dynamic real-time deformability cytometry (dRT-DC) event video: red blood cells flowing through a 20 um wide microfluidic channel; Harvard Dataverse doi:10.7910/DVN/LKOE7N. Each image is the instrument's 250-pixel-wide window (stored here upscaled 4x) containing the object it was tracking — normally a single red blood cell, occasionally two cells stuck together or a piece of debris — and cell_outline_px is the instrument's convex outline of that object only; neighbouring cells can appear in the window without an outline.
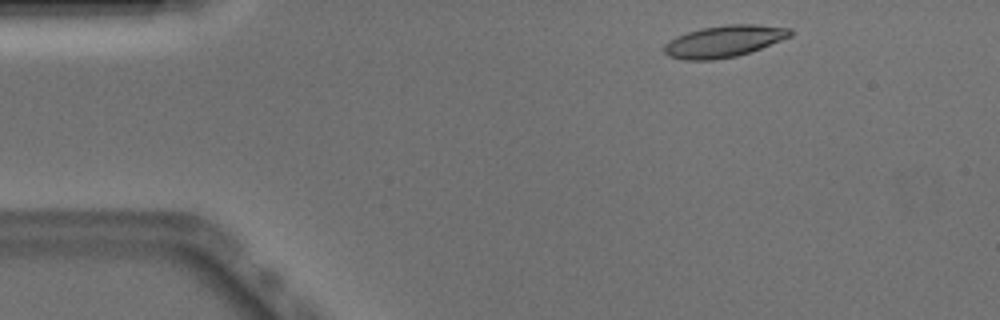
{"species": "Egyptian fruit bat (a non-hibernating species)", "species_latin": "Rousettus aegyptiacus", "temperature_condition": "warm", "stored_images_in_passage": 47, "camera_frame_rate_fps": 3000, "um_per_image_px": 0.085, "animal": {"sex": "male"}, "frame": {"image": 1, "passage_image": 3, "time_ms": 0.667, "image_size_px": [1000, 320], "cell_outline_px": [[796, 32], [792, 36], [760, 48], [736, 56], [712, 60], [680, 60], [668, 56], [664, 52], [664, 44], [676, 36], [700, 28], [728, 24], [756, 24], [792, 28]], "centroid_in_image_um": [61.56, 3.5], "position_along_channel_um": 23.4, "area_um2": 23.47}}
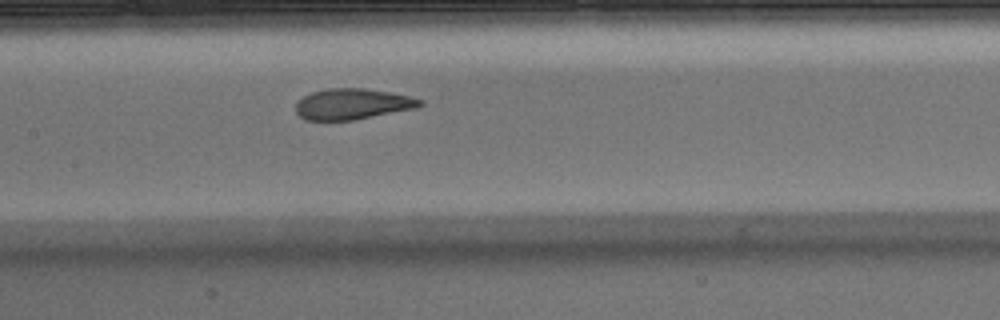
{"frame": {"image": 2, "passage_image": 20, "time_ms": 6.333, "image_size_px": [1000, 320], "cell_outline_px": [[424, 104], [416, 108], [352, 120], [304, 120], [296, 112], [296, 104], [304, 96], [312, 92], [328, 88], [364, 88], [388, 92], [408, 96], [424, 100]], "centroid_in_image_um": [29.96, 8.84], "position_along_channel_um": 177.4, "area_um2": 22.14}}
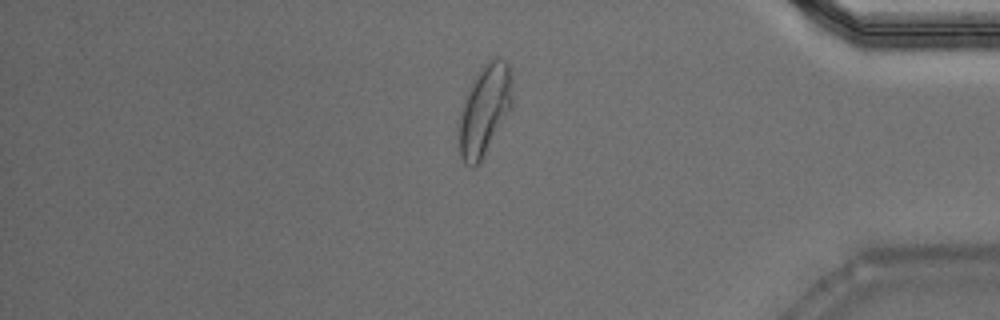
{"frame": {"image": 3, "passage_image": 39, "time_ms": 12.667, "image_size_px": [1000, 320], "cell_outline_px": [[512, 104], [508, 112], [480, 164], [472, 168], [464, 164], [460, 156], [456, 128], [460, 112], [464, 100], [480, 68], [488, 60], [496, 56], [500, 56], [508, 64], [512, 76]], "centroid_in_image_um": [41.16, 9.39], "position_along_channel_um": 394.0, "area_um2": 28.55}, "authors_computed_cell_mechanics": {"area_um2": 23.409, "velocity_mm_per_s": 3.9, "shape_relaxation_time_tau1_ms": 5.9112, "shape_relaxation_time_tau2_ms": 1.1967, "deformation_change_tau1": 0.2136, "deformation_change_tau2": 0.0799}}